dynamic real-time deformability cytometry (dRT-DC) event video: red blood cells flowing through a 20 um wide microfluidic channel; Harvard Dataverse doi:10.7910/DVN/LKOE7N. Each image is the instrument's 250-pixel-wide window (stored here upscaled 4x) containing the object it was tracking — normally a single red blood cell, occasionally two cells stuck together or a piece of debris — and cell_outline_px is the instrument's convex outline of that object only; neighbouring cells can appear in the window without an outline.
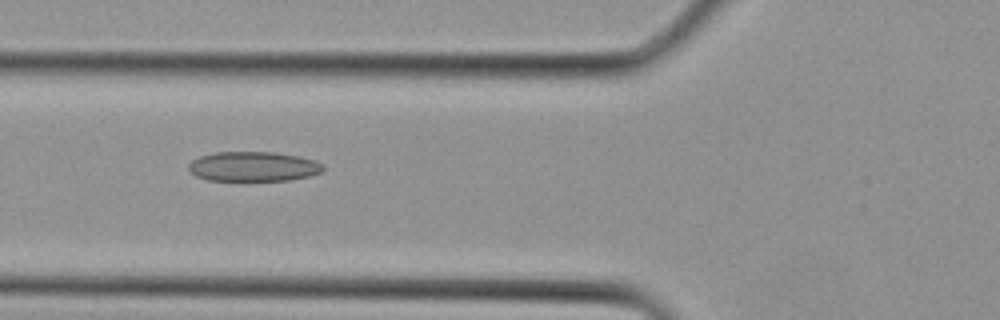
{"species": "Egyptian fruit bat (a non-hibernating species)", "species_latin": "Rousettus aegyptiacus", "temperature_condition": "cold", "stored_images_in_passage": 6, "segment_of_instrument_passage": [1, 2], "camera_frame_rate_fps": 3000, "um_per_image_px": 0.085, "animal": {"sex": "female"}, "frame": {"image": 1, "passage_image": 3, "time_ms": 0.667, "image_size_px": [1000, 320], "cell_outline_px": [[324, 168], [320, 172], [308, 176], [288, 180], [208, 180], [196, 176], [188, 168], [188, 164], [192, 160], [200, 156], [216, 152], [276, 152], [300, 156], [316, 160], [324, 164]], "centroid_in_image_um": [21.55, 14.14], "position_along_channel_um": 104.3, "area_um2": 23.29}}
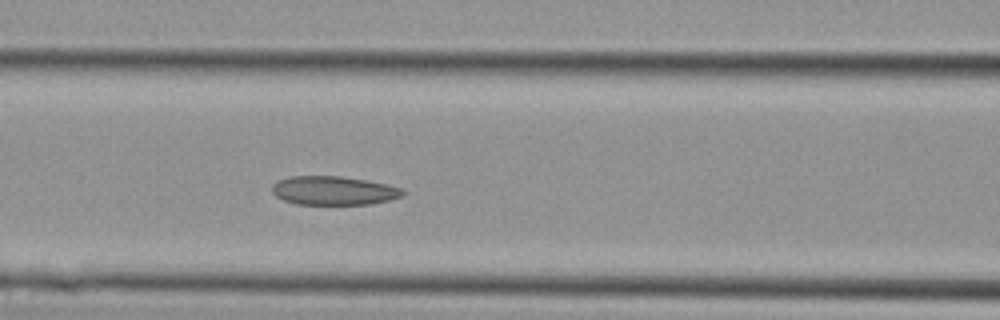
{"frame": {"image": 2, "passage_image": 5, "time_ms": 1.333, "image_size_px": [1000, 320], "cell_outline_px": [[404, 196], [372, 204], [296, 204], [284, 200], [276, 196], [272, 192], [272, 184], [288, 176], [340, 176], [368, 180], [388, 184], [404, 188]], "centroid_in_image_um": [28.39, 16.19], "position_along_channel_um": 138.2, "area_um2": 22.08}}